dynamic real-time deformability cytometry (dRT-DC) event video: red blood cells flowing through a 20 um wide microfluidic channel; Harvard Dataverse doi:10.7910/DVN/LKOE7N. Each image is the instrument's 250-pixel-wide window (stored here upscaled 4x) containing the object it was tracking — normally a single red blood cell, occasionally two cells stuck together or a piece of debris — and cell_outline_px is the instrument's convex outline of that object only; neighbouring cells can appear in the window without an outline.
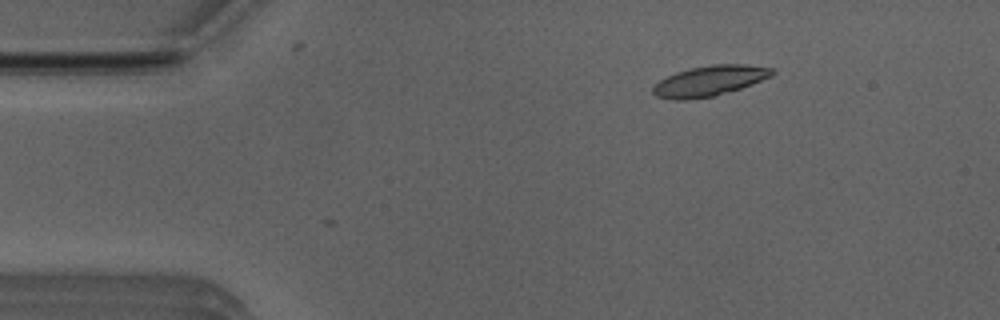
{"species": "Egyptian fruit bat (a non-hibernating species)", "species_latin": "Rousettus aegyptiacus", "temperature_condition": "room temperature", "stored_images_in_passage": 3, "camera_frame_rate_fps": 3000, "um_per_image_px": 0.085, "animal": {"sex": "male"}, "frame": {"image": 1, "passage_image": 3, "time_ms": 0.667, "image_size_px": [1000, 320], "cell_outline_px": [[776, 72], [772, 76], [752, 84], [740, 88], [712, 96], [680, 100], [676, 100], [656, 96], [652, 92], [652, 88], [660, 80], [676, 72], [692, 68], [712, 64], [744, 64], [776, 68]], "centroid_in_image_um": [60.35, 6.85], "position_along_channel_um": 24.6, "area_um2": 20.87}}